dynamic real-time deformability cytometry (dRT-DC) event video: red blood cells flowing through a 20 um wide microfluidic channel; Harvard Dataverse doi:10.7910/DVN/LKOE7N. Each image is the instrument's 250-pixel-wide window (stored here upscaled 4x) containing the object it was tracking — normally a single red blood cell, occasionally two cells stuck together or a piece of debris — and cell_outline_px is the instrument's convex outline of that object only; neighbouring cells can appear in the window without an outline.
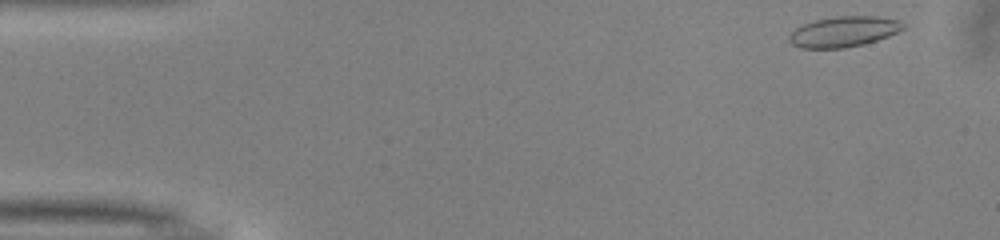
{"species": "common noctule bat (a hibernating species)", "species_latin": "Nyctalus noctula", "temperature_condition": "warm", "stored_images_in_passage": 8, "camera_frame_rate_fps": 3000, "um_per_image_px": 0.085, "animal": {"sex": "male", "body_mass_g": 13.0, "forearm_length_mm": 53.1}, "frame": {"image": 1, "passage_image": 1, "time_ms": 0.0, "image_size_px": [1000, 240], "cell_outline_px": [[904, 28], [888, 36], [864, 44], [844, 48], [800, 48], [792, 44], [788, 40], [788, 36], [796, 28], [804, 24], [816, 20], [836, 16], [876, 16], [900, 20], [904, 24]], "centroid_in_image_um": [71.71, 2.69], "position_along_channel_um": 13.3, "area_um2": 20.17}}